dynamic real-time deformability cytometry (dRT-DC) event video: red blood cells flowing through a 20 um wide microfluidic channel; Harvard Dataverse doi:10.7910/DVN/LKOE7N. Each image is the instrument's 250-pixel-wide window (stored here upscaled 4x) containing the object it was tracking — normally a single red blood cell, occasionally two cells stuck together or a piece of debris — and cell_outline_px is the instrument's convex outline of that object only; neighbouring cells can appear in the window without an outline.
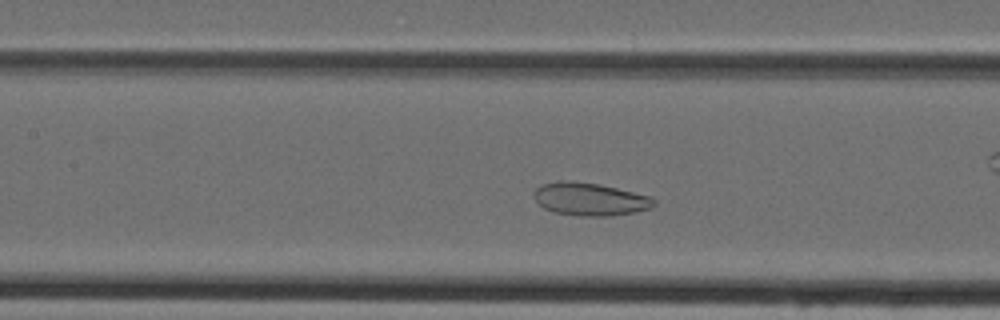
{"species": "Egyptian fruit bat (a non-hibernating species)", "species_latin": "Rousettus aegyptiacus", "temperature_condition": "cold", "stored_images_in_passage": 33, "camera_frame_rate_fps": 3000, "um_per_image_px": 0.085, "animal": {"sex": "female"}, "frame": {"image": 1, "passage_image": 6, "time_ms": 1.667, "image_size_px": [1000, 320], "cell_outline_px": [[656, 204], [652, 208], [636, 212], [612, 216], [576, 216], [552, 212], [544, 208], [532, 196], [532, 192], [540, 184], [560, 180], [568, 180], [600, 184], [648, 196], [656, 200]], "centroid_in_image_um": [50.1, 16.93], "position_along_channel_um": 157.3, "area_um2": 23.29}}
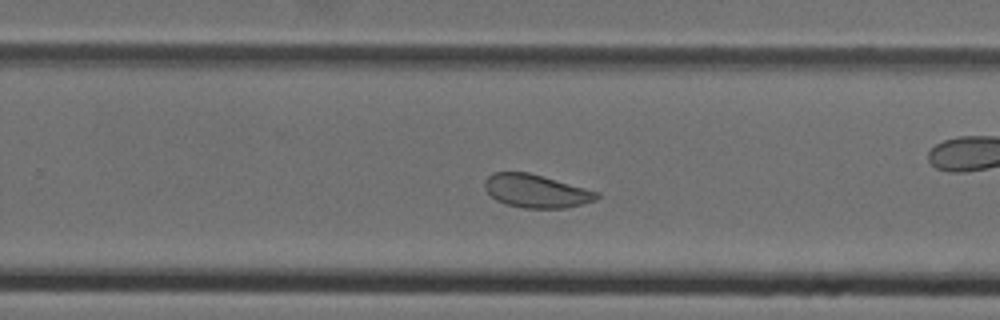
{"frame": {"image": 2, "passage_image": 15, "time_ms": 4.667, "image_size_px": [1000, 320], "cell_outline_px": [[600, 196], [596, 200], [564, 208], [524, 208], [504, 204], [496, 200], [484, 188], [484, 180], [492, 172], [528, 172], [600, 192]], "centroid_in_image_um": [45.55, 16.24], "position_along_channel_um": 284.2, "area_um2": 21.68}}